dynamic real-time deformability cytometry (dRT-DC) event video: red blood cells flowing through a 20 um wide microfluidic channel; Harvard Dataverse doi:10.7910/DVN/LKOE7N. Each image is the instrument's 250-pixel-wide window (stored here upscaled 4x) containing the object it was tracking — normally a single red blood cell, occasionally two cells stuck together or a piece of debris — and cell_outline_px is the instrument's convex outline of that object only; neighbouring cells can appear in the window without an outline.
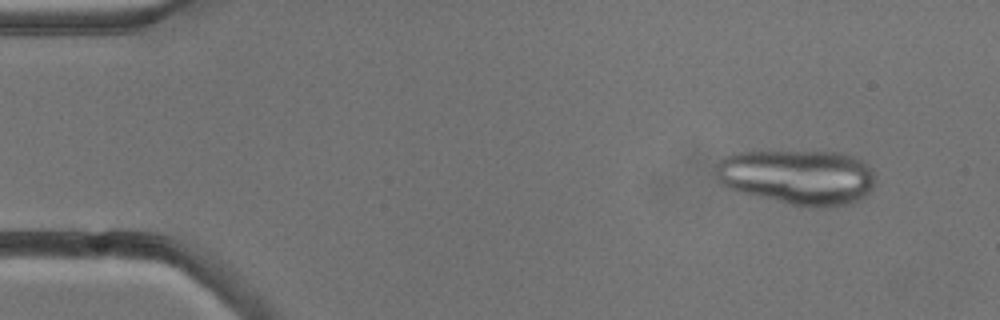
{"species": "common noctule bat (a hibernating species)", "species_latin": "Nyctalus noctula", "temperature_condition": "cold", "stored_images_in_passage": 4, "camera_frame_rate_fps": 3000, "um_per_image_px": 0.085, "animal": {"sex": "male", "body_mass_g": 13.3}, "frame": {"image": 1, "passage_image": 1, "time_ms": 0.0, "image_size_px": [1000, 320], "cell_outline_px": [[876, 184], [860, 200], [852, 204], [816, 208], [792, 204], [740, 192], [720, 184], [716, 176], [716, 164], [724, 156], [736, 152], [836, 152], [852, 156], [868, 164], [872, 168]], "centroid_in_image_um": [67.82, 15.05], "position_along_channel_um": 17.2, "area_um2": 51.33}}